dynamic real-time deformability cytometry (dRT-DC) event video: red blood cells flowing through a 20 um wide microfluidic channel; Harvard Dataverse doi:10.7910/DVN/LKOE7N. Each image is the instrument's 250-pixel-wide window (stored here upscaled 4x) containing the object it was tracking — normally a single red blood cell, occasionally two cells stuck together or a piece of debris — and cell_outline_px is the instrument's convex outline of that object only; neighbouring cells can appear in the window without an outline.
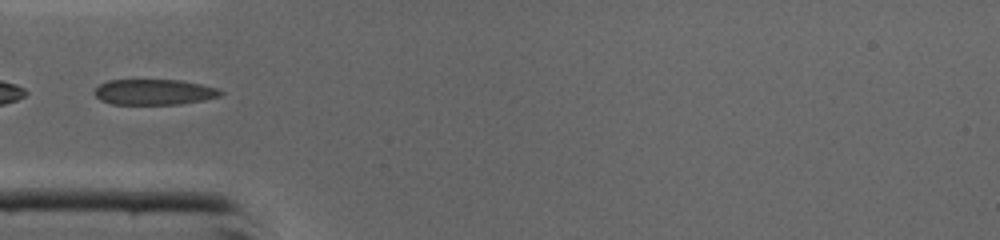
{"species": "common noctule bat (a hibernating species)", "species_latin": "Nyctalus noctula", "temperature_condition": "cold", "stored_images_in_passage": 37, "camera_frame_rate_fps": 3000, "um_per_image_px": 0.085, "animal": {"sex": "male", "body_mass_g": 19.0, "forearm_length_mm": 50.8}, "frame": {"image": 1, "passage_image": 7, "time_ms": 2.0, "image_size_px": [1000, 240], "cell_outline_px": [[224, 92], [220, 96], [204, 100], [180, 104], [112, 104], [100, 100], [92, 92], [100, 84], [108, 80], [180, 80], [220, 88]], "centroid_in_image_um": [13.11, 7.82], "position_along_channel_um": 71.9, "area_um2": 18.9}}
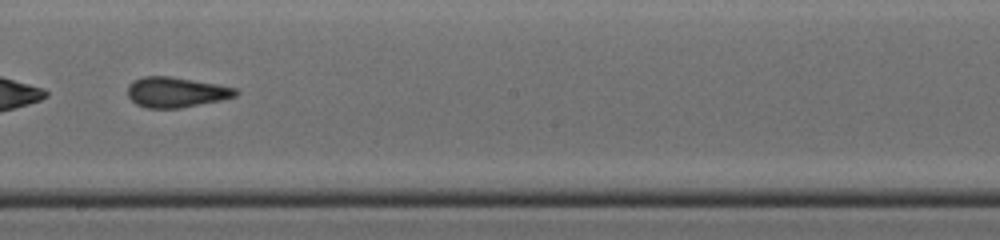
{"frame": {"image": 2, "passage_image": 18, "time_ms": 5.667, "image_size_px": [1000, 240], "cell_outline_px": [[240, 92], [236, 96], [220, 100], [180, 108], [148, 108], [136, 104], [128, 96], [128, 84], [132, 80], [144, 76], [168, 76], [216, 84], [236, 88]], "centroid_in_image_um": [14.94, 7.83], "position_along_channel_um": 233.3, "area_um2": 18.96}}
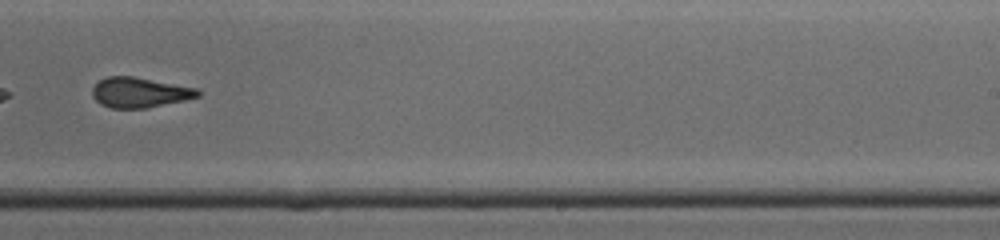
{"frame": {"image": 3, "passage_image": 21, "time_ms": 6.667, "image_size_px": [1000, 240], "cell_outline_px": [[200, 96], [184, 100], [144, 108], [112, 108], [100, 104], [92, 96], [92, 88], [100, 80], [108, 76], [132, 76], [200, 88]], "centroid_in_image_um": [11.88, 7.85], "position_along_channel_um": 277.1, "area_um2": 18.5}, "authors_computed_cell_mechanics": {"area_um2": 19.4786, "velocity_mm_per_s": 4.4034, "shape_relaxation_time_tau1_ms": 2.4709, "shape_relaxation_time_tau2_ms": 1.5932, "deformation_change_tau1": 0.1202, "deformation_change_tau2": 0.0953}}